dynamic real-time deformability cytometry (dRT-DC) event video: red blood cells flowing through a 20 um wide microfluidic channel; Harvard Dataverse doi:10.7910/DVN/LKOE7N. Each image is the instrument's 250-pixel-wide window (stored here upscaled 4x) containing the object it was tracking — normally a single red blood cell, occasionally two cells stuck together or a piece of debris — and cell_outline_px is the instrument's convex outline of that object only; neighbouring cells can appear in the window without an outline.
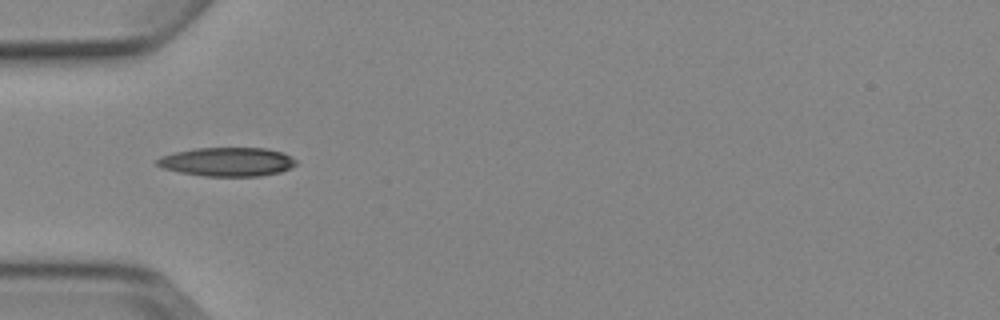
{"species": "Egyptian fruit bat (a non-hibernating species)", "species_latin": "Rousettus aegyptiacus", "temperature_condition": "cold", "stored_images_in_passage": 6, "camera_frame_rate_fps": 3000, "um_per_image_px": 0.085, "animal": {"sex": "female"}, "frame": {"image": 1, "passage_image": 5, "time_ms": 4.667, "image_size_px": [1000, 320], "cell_outline_px": [[296, 164], [280, 172], [260, 176], [204, 176], [180, 172], [164, 168], [156, 164], [156, 160], [160, 156], [176, 152], [196, 148], [264, 148], [284, 152], [296, 160]], "centroid_in_image_um": [19.32, 13.75], "position_along_channel_um": 65.7, "area_um2": 23.24}}
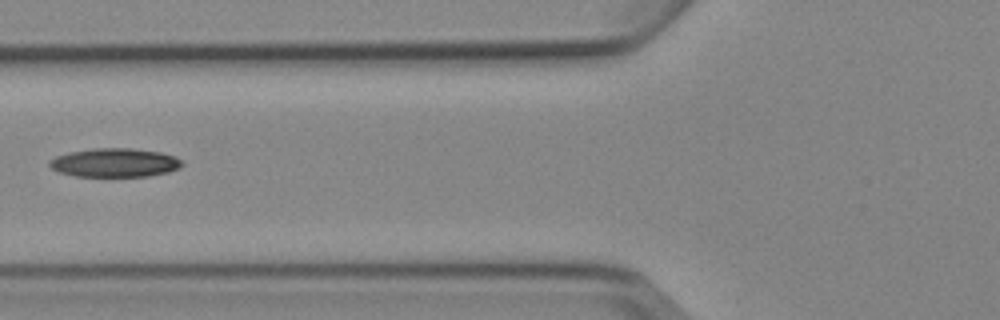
{"frame": {"image": 2, "passage_image": 6, "time_ms": 6.0, "image_size_px": [1000, 320], "cell_outline_px": [[184, 164], [180, 168], [168, 172], [148, 176], [76, 176], [60, 172], [52, 168], [48, 164], [48, 160], [56, 156], [68, 152], [92, 148], [132, 148], [160, 152], [176, 156]], "centroid_in_image_um": [9.76, 13.82], "position_along_channel_um": 116.0, "area_um2": 22.31}}